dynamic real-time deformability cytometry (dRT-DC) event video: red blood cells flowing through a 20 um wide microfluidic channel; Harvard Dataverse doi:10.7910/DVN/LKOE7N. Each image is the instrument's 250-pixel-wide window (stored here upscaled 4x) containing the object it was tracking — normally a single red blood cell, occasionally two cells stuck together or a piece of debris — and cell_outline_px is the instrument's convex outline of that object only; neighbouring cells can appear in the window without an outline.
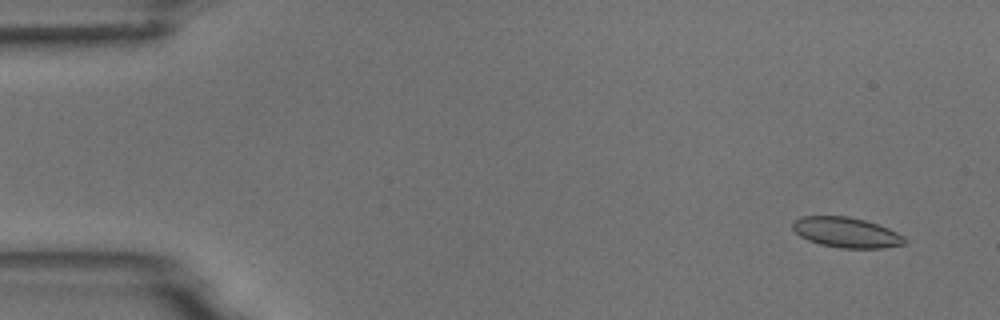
{"species": "common noctule bat (a hibernating species)", "species_latin": "Nyctalus noctula", "temperature_condition": "room temperature", "stored_images_in_passage": 10, "camera_frame_rate_fps": 3000, "um_per_image_px": 0.085, "animal": {"sex": "male", "body_mass_g": 18.8}, "frame": {"image": 1, "passage_image": 2, "time_ms": 1.0, "image_size_px": [1000, 320], "cell_outline_px": [[908, 244], [884, 248], [840, 248], [820, 244], [808, 240], [800, 236], [792, 228], [792, 220], [800, 216], [848, 216], [864, 220], [888, 228], [904, 236], [908, 240]], "centroid_in_image_um": [71.95, 19.76], "position_along_channel_um": 13.1, "area_um2": 19.94}}
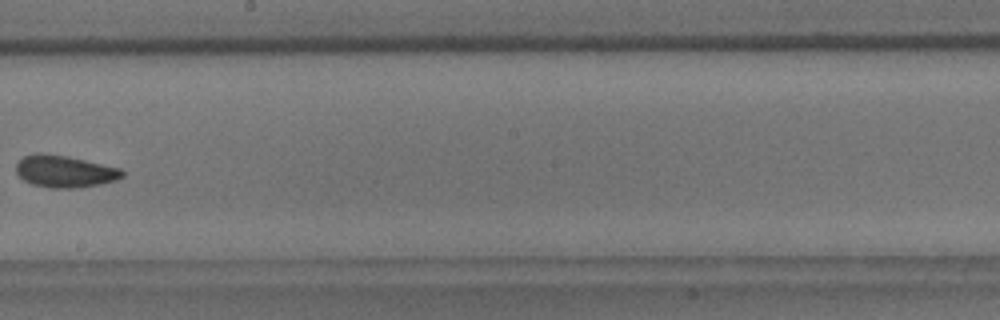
{"frame": {"image": 2, "passage_image": 10, "time_ms": 10.333, "image_size_px": [1000, 320], "cell_outline_px": [[124, 176], [116, 180], [100, 184], [76, 188], [52, 188], [32, 184], [24, 180], [16, 172], [16, 164], [24, 156], [36, 152], [40, 152], [68, 156], [120, 168], [124, 172]], "centroid_in_image_um": [5.49, 14.56], "position_along_channel_um": 242.7, "area_um2": 19.83}}